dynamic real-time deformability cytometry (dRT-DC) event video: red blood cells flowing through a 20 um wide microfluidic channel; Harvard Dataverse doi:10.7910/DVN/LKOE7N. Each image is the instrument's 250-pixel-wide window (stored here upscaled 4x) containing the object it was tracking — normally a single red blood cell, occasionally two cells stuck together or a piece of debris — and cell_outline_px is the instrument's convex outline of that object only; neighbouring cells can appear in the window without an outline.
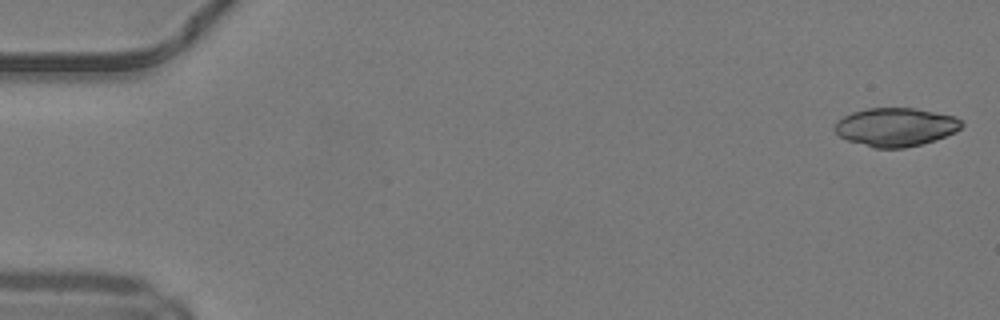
{"species": "common noctule bat (a hibernating species)", "species_latin": "Nyctalus noctula", "temperature_condition": "warm", "stored_images_in_passage": 16, "camera_frame_rate_fps": 3000, "um_per_image_px": 0.085, "animal": {"sex": "male", "body_mass_g": 19.2, "forearm_length_mm": 51.8}, "frame": {"image": 1, "passage_image": 1, "time_ms": 0.0, "image_size_px": [1000, 320], "cell_outline_px": [[964, 124], [956, 132], [920, 144], [904, 148], [872, 148], [848, 140], [840, 136], [832, 128], [836, 120], [852, 112], [868, 108], [912, 108], [956, 116]], "centroid_in_image_um": [76.09, 10.79], "position_along_channel_um": 8.9, "area_um2": 28.38}}